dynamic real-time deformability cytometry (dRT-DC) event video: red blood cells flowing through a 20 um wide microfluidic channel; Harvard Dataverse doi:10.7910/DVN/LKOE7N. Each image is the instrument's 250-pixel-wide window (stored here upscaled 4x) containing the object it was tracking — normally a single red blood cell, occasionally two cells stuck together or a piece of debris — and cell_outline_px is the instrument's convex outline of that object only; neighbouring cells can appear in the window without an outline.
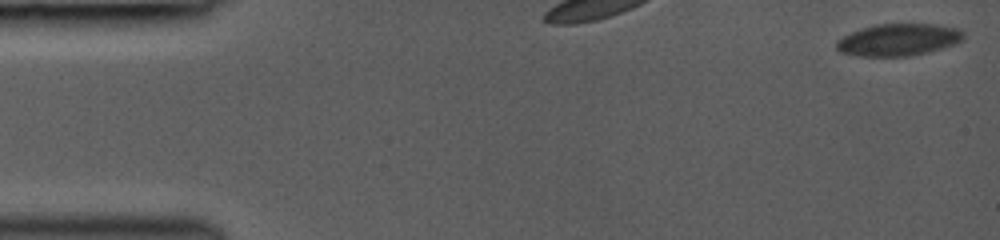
{"species": "common noctule bat (a hibernating species)", "species_latin": "Nyctalus noctula", "temperature_condition": "room temperature", "stored_images_in_passage": 15, "camera_frame_rate_fps": 3000, "um_per_image_px": 0.085, "animal": {"sex": "female", "body_mass_g": 19.0, "forearm_length_mm": 53.3}, "frame": {"image": 1, "passage_image": 1, "time_ms": 0.0, "image_size_px": [1000, 240], "cell_outline_px": [[964, 40], [956, 44], [928, 52], [908, 56], [856, 56], [840, 52], [836, 48], [836, 40], [860, 28], [876, 24], [936, 24], [960, 28], [964, 32]], "centroid_in_image_um": [76.39, 3.37], "position_along_channel_um": 8.6, "area_um2": 23.99}}
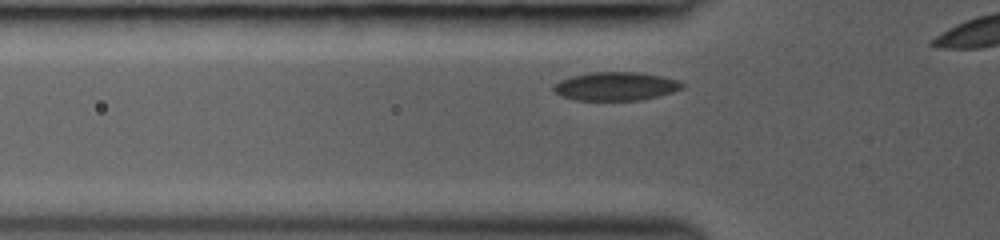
{"frame": {"image": 2, "passage_image": 7, "time_ms": 2.0, "image_size_px": [1000, 240], "cell_outline_px": [[684, 88], [672, 92], [640, 100], [576, 100], [560, 96], [552, 88], [560, 80], [572, 76], [592, 72], [640, 72], [664, 76], [680, 80], [684, 84]], "centroid_in_image_um": [52.38, 7.32], "position_along_channel_um": 73.4, "area_um2": 21.39}}
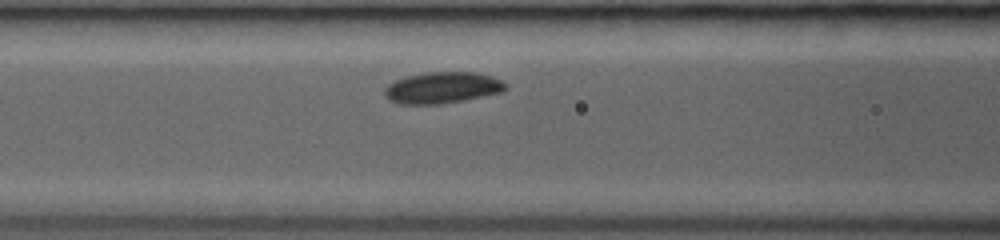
{"frame": {"image": 3, "passage_image": 11, "time_ms": 3.333, "image_size_px": [1000, 240], "cell_outline_px": [[508, 88], [504, 92], [464, 100], [440, 104], [400, 104], [388, 100], [384, 92], [384, 88], [388, 84], [396, 80], [408, 76], [428, 72], [476, 72], [492, 76], [508, 84]], "centroid_in_image_um": [37.63, 7.46], "position_along_channel_um": 129.0, "area_um2": 22.25}}